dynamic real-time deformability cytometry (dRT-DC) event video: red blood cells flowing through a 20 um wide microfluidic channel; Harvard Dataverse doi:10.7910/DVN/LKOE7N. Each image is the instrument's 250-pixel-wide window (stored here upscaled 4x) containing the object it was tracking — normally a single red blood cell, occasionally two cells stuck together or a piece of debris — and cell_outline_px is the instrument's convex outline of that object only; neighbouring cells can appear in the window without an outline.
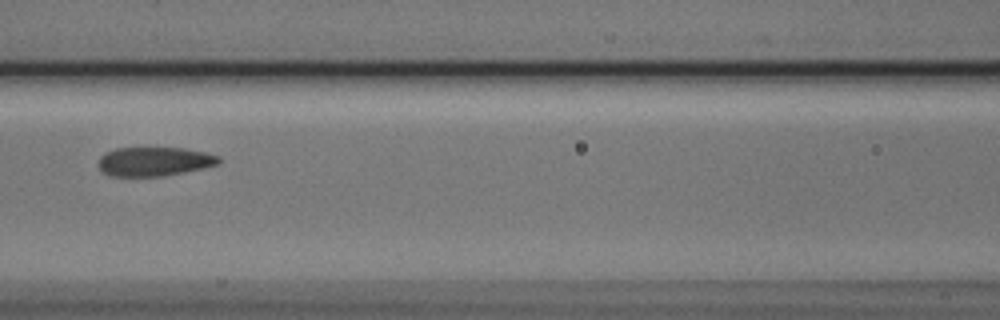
{"species": "Egyptian fruit bat (a non-hibernating species)", "species_latin": "Rousettus aegyptiacus", "temperature_condition": "cold", "stored_images_in_passage": 6, "camera_frame_rate_fps": 3000, "um_per_image_px": 0.085, "animal": {"sex": "male"}, "frame": {"image": 1, "passage_image": 3, "time_ms": 0.667, "image_size_px": [1000, 320], "cell_outline_px": [[220, 160], [216, 164], [200, 168], [164, 176], [108, 176], [96, 164], [100, 156], [116, 148], [184, 148], [204, 152], [220, 156]], "centroid_in_image_um": [13.06, 13.72], "position_along_channel_um": 153.5, "area_um2": 20.17}}
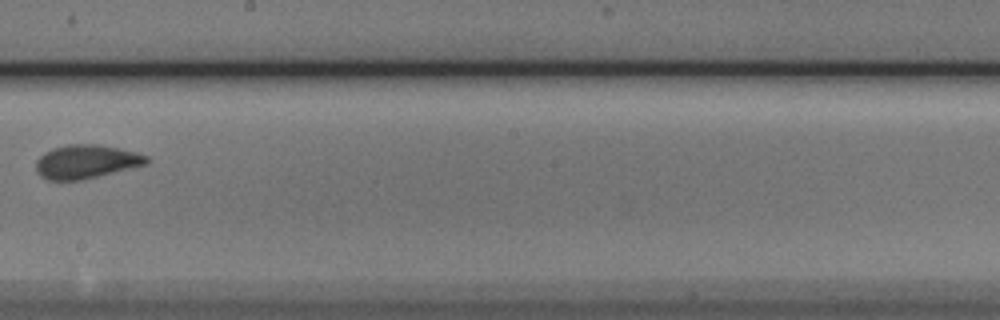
{"frame": {"image": 2, "passage_image": 5, "time_ms": 1.333, "image_size_px": [1000, 320], "cell_outline_px": [[148, 164], [84, 180], [48, 180], [40, 176], [36, 168], [36, 160], [44, 152], [52, 148], [68, 144], [100, 144], [120, 148], [136, 152], [148, 156]], "centroid_in_image_um": [7.33, 13.74], "position_along_channel_um": 240.9, "area_um2": 21.96}}
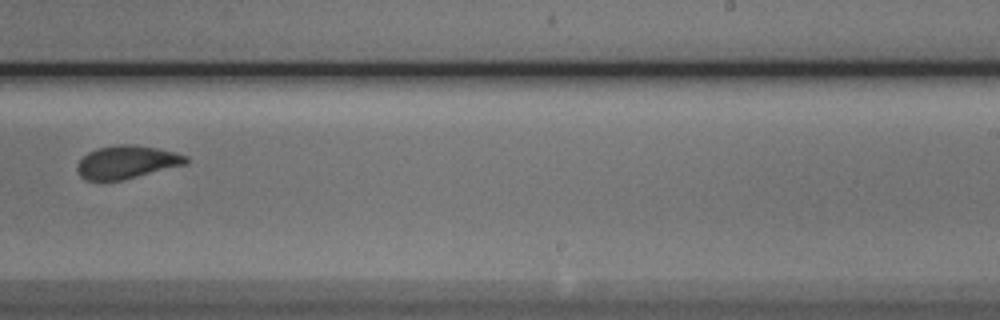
{"frame": {"image": 3, "passage_image": 6, "time_ms": 1.667, "image_size_px": [1000, 320], "cell_outline_px": [[188, 160], [184, 164], [124, 180], [84, 180], [80, 176], [76, 168], [76, 164], [88, 152], [96, 148], [116, 144], [132, 144], [156, 148], [176, 152], [188, 156]], "centroid_in_image_um": [10.74, 13.77], "position_along_channel_um": 278.3, "area_um2": 20.92}}